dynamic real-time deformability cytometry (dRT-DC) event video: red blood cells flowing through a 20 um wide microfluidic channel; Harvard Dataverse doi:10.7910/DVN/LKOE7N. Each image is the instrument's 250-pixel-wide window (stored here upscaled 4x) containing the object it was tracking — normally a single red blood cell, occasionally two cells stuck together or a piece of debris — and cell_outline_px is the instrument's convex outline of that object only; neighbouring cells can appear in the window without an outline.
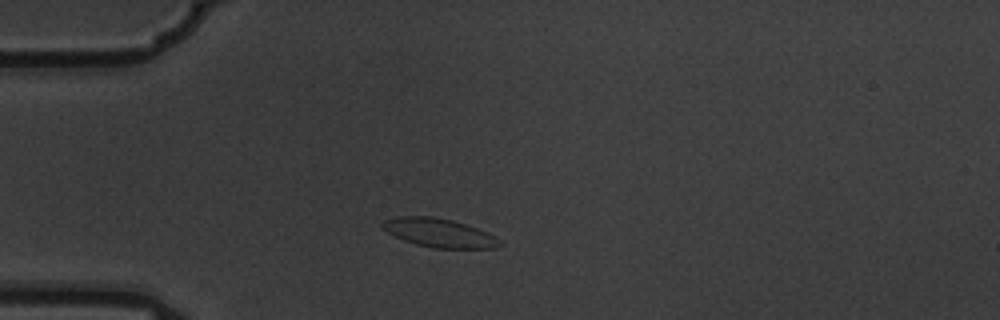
{"species": "common noctule bat (a hibernating species)", "species_latin": "Nyctalus noctula", "temperature_condition": "warm", "stored_images_in_passage": 3, "camera_frame_rate_fps": 3000, "um_per_image_px": 0.085, "animal": {"sex": "male", "body_mass_g": 19.5, "forearm_length_mm": 54.6}, "frame": {"image": 1, "passage_image": 1, "time_ms": 0.0, "image_size_px": [1000, 320], "cell_outline_px": [[504, 244], [496, 248], [432, 248], [416, 244], [404, 240], [388, 232], [380, 224], [384, 220], [400, 216], [432, 216], [452, 220], [476, 228], [500, 240]], "centroid_in_image_um": [37.32, 19.79], "position_along_channel_um": 47.7, "area_um2": 19.31}}
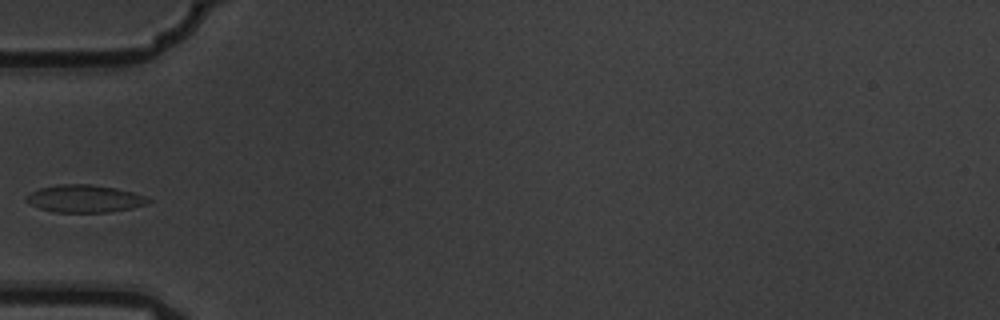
{"frame": {"image": 2, "passage_image": 2, "time_ms": 0.333, "image_size_px": [1000, 320], "cell_outline_px": [[152, 200], [148, 204], [132, 208], [108, 212], [52, 212], [40, 208], [24, 200], [24, 196], [40, 188], [60, 184], [92, 184], [116, 188], [132, 192], [144, 196]], "centroid_in_image_um": [7.19, 16.88], "position_along_channel_um": 77.8, "area_um2": 19.54}}
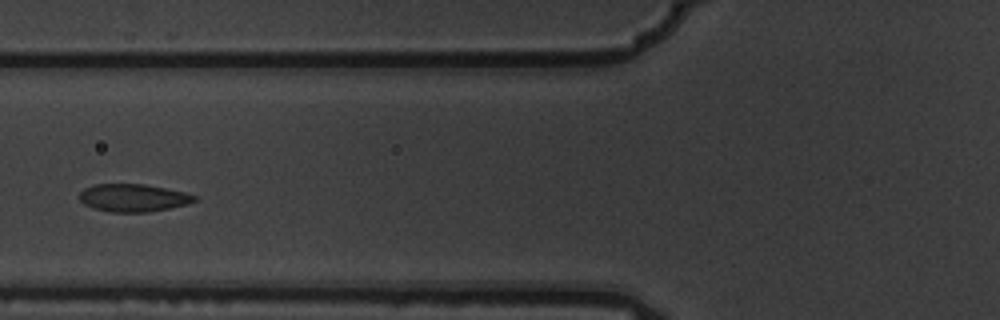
{"frame": {"image": 3, "passage_image": 3, "time_ms": 0.667, "image_size_px": [1000, 320], "cell_outline_px": [[196, 200], [188, 204], [172, 208], [148, 212], [112, 212], [92, 208], [84, 204], [80, 200], [80, 192], [84, 188], [96, 184], [144, 184], [184, 192], [196, 196]], "centroid_in_image_um": [11.32, 16.82], "position_along_channel_um": 114.5, "area_um2": 18.55}}